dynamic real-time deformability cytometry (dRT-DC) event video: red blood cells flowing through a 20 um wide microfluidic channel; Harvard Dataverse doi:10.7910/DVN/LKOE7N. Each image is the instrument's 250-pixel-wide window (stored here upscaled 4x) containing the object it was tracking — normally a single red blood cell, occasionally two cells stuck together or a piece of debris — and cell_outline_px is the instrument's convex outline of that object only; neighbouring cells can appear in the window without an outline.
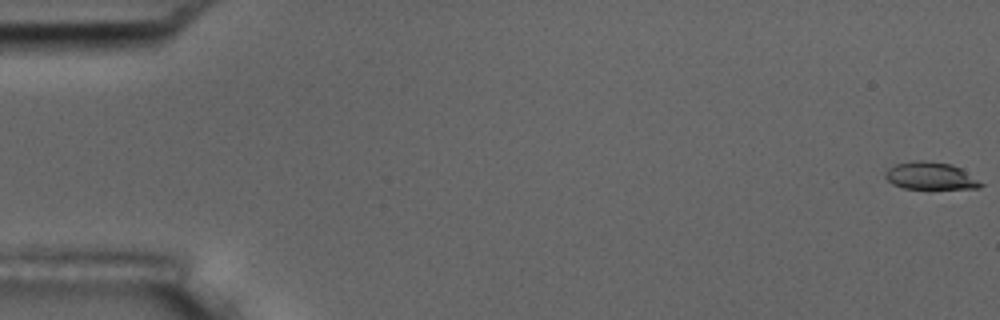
{"species": "common noctule bat (a hibernating species)", "species_latin": "Nyctalus noctula", "temperature_condition": "room temperature", "stored_images_in_passage": 5, "camera_frame_rate_fps": 3000, "um_per_image_px": 0.085, "animal": {"sex": "male", "body_mass_g": 17.5, "forearm_length_mm": 52.3}, "frame": {"image": 1, "passage_image": 1, "time_ms": 0.0, "image_size_px": [1000, 320], "cell_outline_px": [[984, 184], [980, 188], [904, 188], [892, 184], [884, 176], [884, 172], [888, 168], [896, 164], [912, 160], [924, 160], [952, 164], [960, 168]], "centroid_in_image_um": [79.05, 14.93], "position_along_channel_um": 6.0, "area_um2": 15.14}}
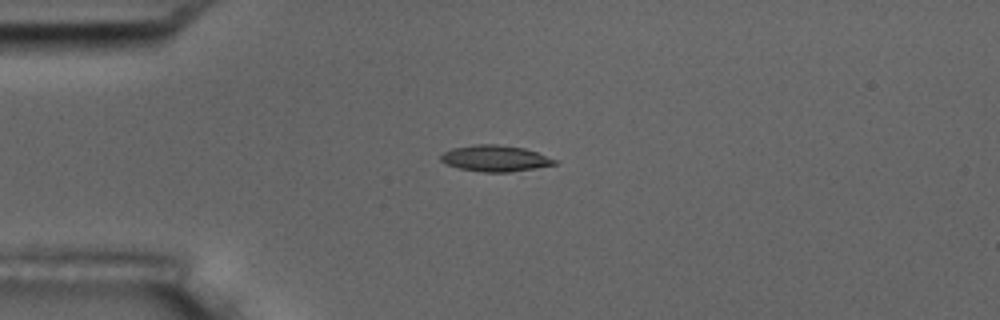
{"frame": {"image": 2, "passage_image": 5, "time_ms": 4.667, "image_size_px": [1000, 320], "cell_outline_px": [[556, 164], [536, 168], [508, 172], [484, 172], [460, 168], [448, 164], [440, 160], [440, 156], [444, 152], [452, 148], [472, 144], [496, 144], [524, 148], [536, 152], [556, 160]], "centroid_in_image_um": [42.07, 13.45], "position_along_channel_um": 42.9, "area_um2": 17.17}}